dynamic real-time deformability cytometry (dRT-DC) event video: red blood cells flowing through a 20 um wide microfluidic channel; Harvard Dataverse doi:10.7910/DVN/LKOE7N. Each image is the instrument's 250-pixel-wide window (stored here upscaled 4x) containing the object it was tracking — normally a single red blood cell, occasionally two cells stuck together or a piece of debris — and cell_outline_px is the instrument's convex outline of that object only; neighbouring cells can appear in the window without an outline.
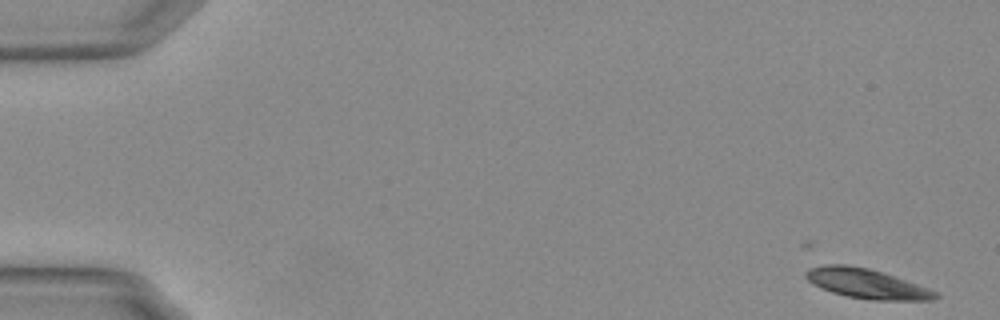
{"species": "Egyptian fruit bat (a non-hibernating species)", "species_latin": "Rousettus aegyptiacus", "temperature_condition": "warm", "stored_images_in_passage": 17, "camera_frame_rate_fps": 3000, "um_per_image_px": 0.085, "animal": {"sex": "female"}, "frame": {"image": 1, "passage_image": 1, "time_ms": 0.0, "image_size_px": [1000, 320], "cell_outline_px": [[940, 296], [932, 300], [872, 300], [848, 296], [832, 292], [820, 288], [812, 284], [804, 276], [804, 272], [808, 268], [828, 264], [844, 264], [868, 268], [916, 284], [936, 292]], "centroid_in_image_um": [73.59, 24.11], "position_along_channel_um": 11.4, "area_um2": 22.08}}
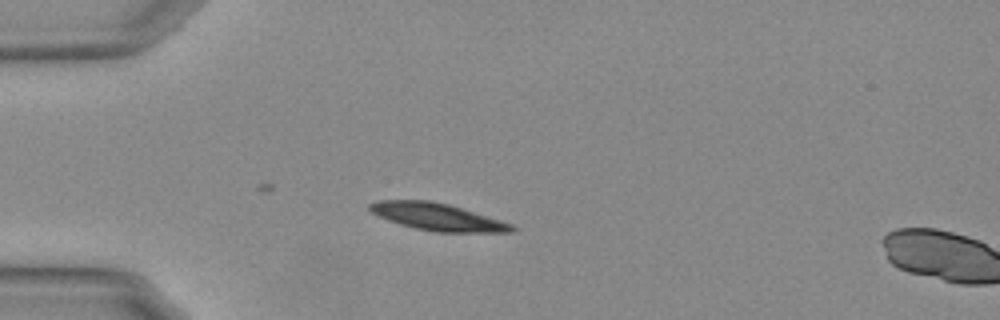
{"frame": {"image": 2, "passage_image": 14, "time_ms": 4.333, "image_size_px": [1000, 320], "cell_outline_px": [[516, 228], [512, 232], [436, 232], [416, 228], [400, 224], [388, 220], [372, 212], [368, 208], [368, 204], [380, 200], [428, 200], [448, 204], [500, 220], [512, 224]], "centroid_in_image_um": [37.17, 18.43], "position_along_channel_um": 47.8, "area_um2": 22.2}}